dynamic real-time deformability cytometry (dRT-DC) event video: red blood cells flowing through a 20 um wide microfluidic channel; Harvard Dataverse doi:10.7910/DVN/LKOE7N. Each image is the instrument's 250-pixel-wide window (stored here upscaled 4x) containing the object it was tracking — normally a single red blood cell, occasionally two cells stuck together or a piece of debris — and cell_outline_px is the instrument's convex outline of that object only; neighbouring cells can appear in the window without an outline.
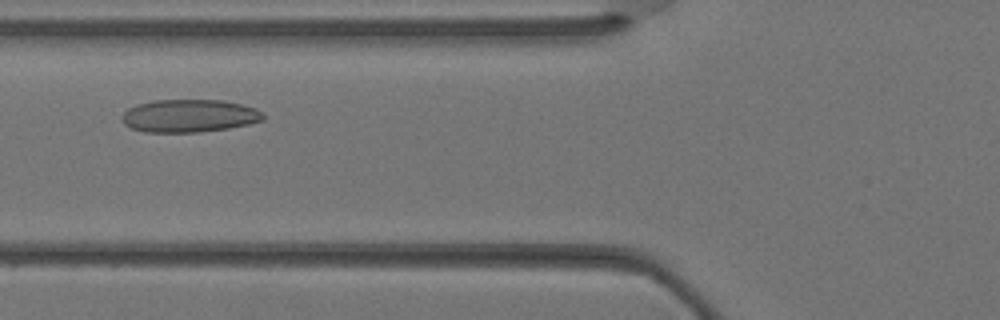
{"species": "Egyptian fruit bat (a non-hibernating species)", "species_latin": "Rousettus aegyptiacus", "temperature_condition": "warm", "stored_images_in_passage": 29, "camera_frame_rate_fps": 3000, "um_per_image_px": 0.085, "animal": {"sex": "female"}, "frame": {"image": 1, "passage_image": 7, "time_ms": 2.0, "image_size_px": [1000, 320], "cell_outline_px": [[264, 120], [248, 124], [228, 128], [200, 132], [144, 132], [132, 128], [124, 124], [120, 116], [128, 108], [136, 104], [152, 100], [224, 100], [256, 108], [264, 116]], "centroid_in_image_um": [16.05, 9.84], "position_along_channel_um": 109.8, "area_um2": 27.11}}
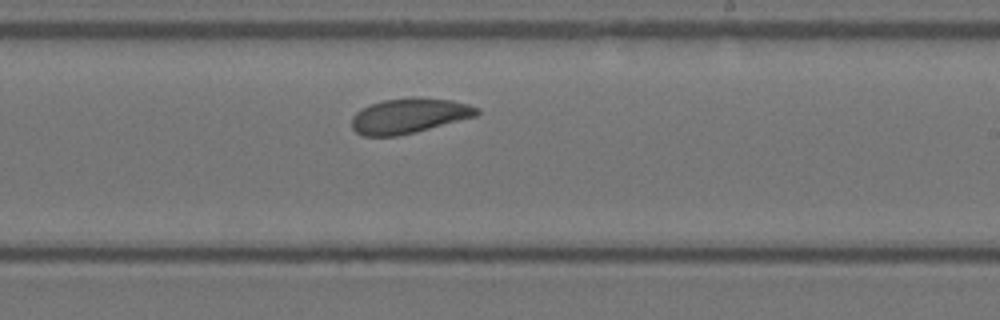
{"frame": {"image": 2, "passage_image": 15, "time_ms": 4.667, "image_size_px": [1000, 320], "cell_outline_px": [[480, 112], [476, 116], [416, 132], [396, 136], [364, 136], [356, 132], [352, 128], [352, 116], [356, 112], [372, 104], [384, 100], [412, 96], [420, 96], [452, 100], [468, 104], [480, 108]], "centroid_in_image_um": [34.8, 9.83], "position_along_channel_um": 254.2, "area_um2": 25.72}}
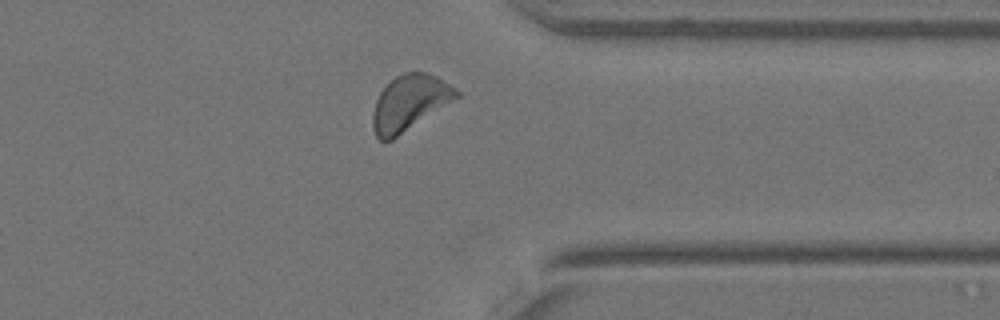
{"frame": {"image": 3, "passage_image": 22, "time_ms": 7.0, "image_size_px": [1000, 320], "cell_outline_px": [[460, 96], [392, 140], [380, 140], [376, 136], [372, 128], [372, 112], [376, 100], [380, 92], [396, 76], [404, 72], [424, 72], [436, 76], [460, 92]], "centroid_in_image_um": [34.78, 8.75], "position_along_channel_um": 376.6, "area_um2": 26.7}}